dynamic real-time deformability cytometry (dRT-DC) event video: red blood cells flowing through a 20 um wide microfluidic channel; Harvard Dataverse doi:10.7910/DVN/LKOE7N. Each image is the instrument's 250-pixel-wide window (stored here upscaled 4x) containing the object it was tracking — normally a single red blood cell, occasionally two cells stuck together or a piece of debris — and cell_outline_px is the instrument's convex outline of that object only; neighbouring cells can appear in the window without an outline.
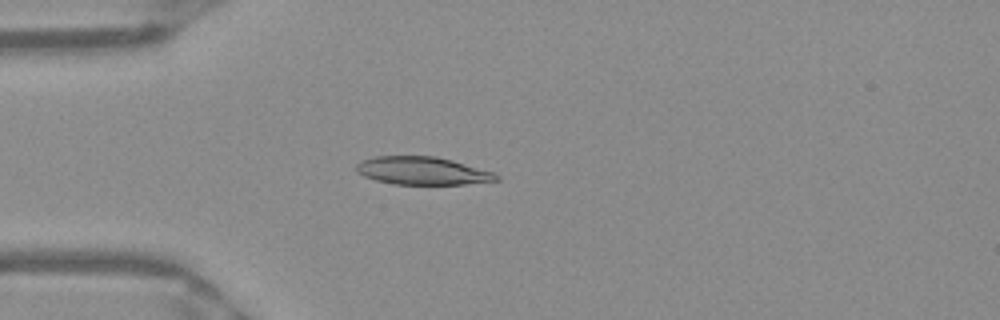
{"species": "Egyptian fruit bat (a non-hibernating species)", "species_latin": "Rousettus aegyptiacus", "temperature_condition": "warm", "stored_images_in_passage": 39, "camera_frame_rate_fps": 3000, "um_per_image_px": 0.085, "frame": {"image": 1, "passage_image": 2, "time_ms": 0.333, "image_size_px": [1000, 320], "cell_outline_px": [[500, 180], [464, 184], [392, 184], [376, 180], [364, 176], [356, 172], [356, 164], [364, 160], [376, 156], [436, 156], [452, 160], [492, 172], [500, 176]], "centroid_in_image_um": [35.89, 14.52], "position_along_channel_um": 49.1, "area_um2": 22.6}}
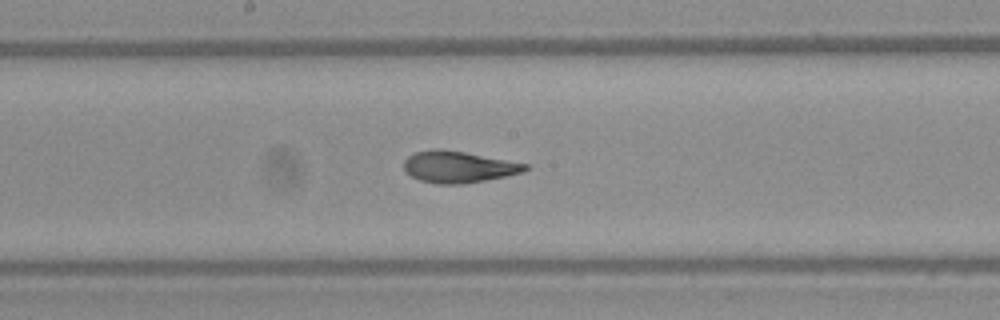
{"frame": {"image": 2, "passage_image": 15, "time_ms": 4.667, "image_size_px": [1000, 320], "cell_outline_px": [[528, 168], [524, 172], [464, 184], [436, 184], [420, 180], [412, 176], [404, 168], [404, 160], [408, 156], [416, 152], [436, 148], [464, 152], [528, 164]], "centroid_in_image_um": [38.95, 14.19], "position_along_channel_um": 209.2, "area_um2": 22.02}}
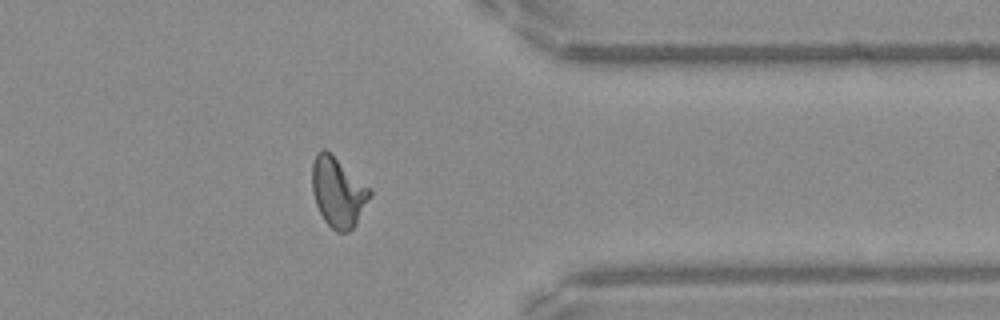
{"frame": {"image": 3, "passage_image": 29, "time_ms": 9.333, "image_size_px": [1000, 320], "cell_outline_px": [[372, 192], [356, 224], [348, 232], [336, 232], [324, 220], [316, 204], [312, 192], [312, 164], [316, 152], [324, 148], [368, 188]], "centroid_in_image_um": [28.69, 16.36], "position_along_channel_um": 382.7, "area_um2": 22.77}, "authors_computed_cell_mechanics": {"area_um2": 22.5998, "velocity_mm_per_s": 3.9739, "shape_relaxation_time_tau1_ms": 6.9478, "shape_relaxation_time_tau2_ms": 1.3165, "deformation_change_tau1": 0.2194, "deformation_change_tau2": 0.0813}}